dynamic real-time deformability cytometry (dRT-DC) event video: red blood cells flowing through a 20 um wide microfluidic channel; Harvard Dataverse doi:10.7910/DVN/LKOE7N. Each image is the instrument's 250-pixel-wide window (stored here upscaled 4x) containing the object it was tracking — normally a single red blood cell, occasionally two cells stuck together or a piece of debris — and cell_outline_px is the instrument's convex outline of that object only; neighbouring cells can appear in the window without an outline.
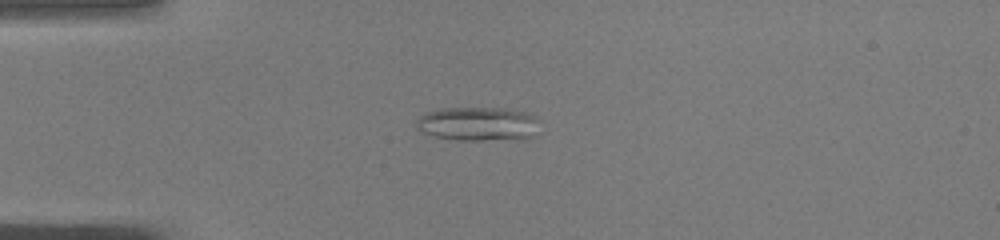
{"species": "common noctule bat (a hibernating species)", "species_latin": "Nyctalus noctula", "temperature_condition": "warm", "stored_images_in_passage": 35, "camera_frame_rate_fps": 3000, "um_per_image_px": 0.085, "animal": {"sex": "male", "body_mass_g": 19.0, "forearm_length_mm": 50.8}, "frame": {"image": 1, "passage_image": 3, "time_ms": 0.667, "image_size_px": [1000, 240], "cell_outline_px": [[540, 120], [532, 136], [524, 140], [456, 140], [436, 136], [424, 132], [416, 128], [416, 120], [424, 112], [444, 108], [500, 108], [524, 112], [536, 116]], "centroid_in_image_um": [40.65, 10.54], "position_along_channel_um": 44.4, "area_um2": 24.57}}
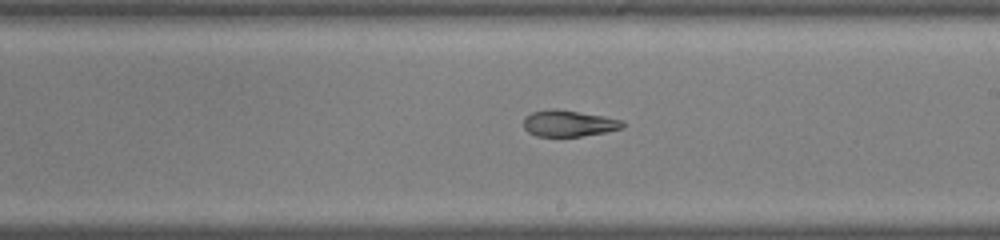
{"frame": {"image": 2, "passage_image": 19, "time_ms": 6.0, "image_size_px": [1000, 240], "cell_outline_px": [[624, 128], [604, 132], [580, 136], [536, 136], [528, 132], [524, 128], [524, 116], [532, 112], [552, 108], [556, 108], [604, 116], [624, 120]], "centroid_in_image_um": [48.33, 10.48], "position_along_channel_um": 240.7, "area_um2": 15.26}}
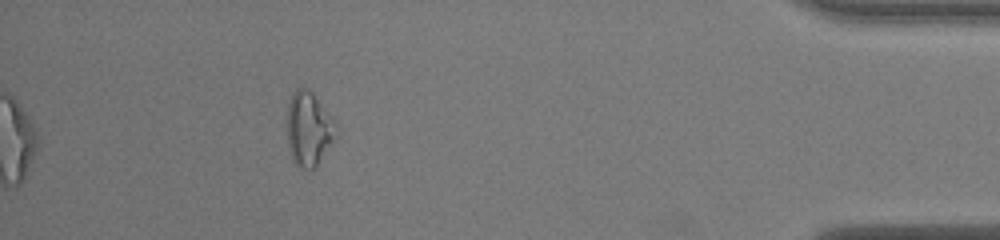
{"frame": {"image": 3, "passage_image": 35, "time_ms": 11.333, "image_size_px": [1000, 240], "cell_outline_px": [[336, 136], [316, 164], [312, 168], [300, 168], [292, 160], [288, 148], [288, 104], [296, 88], [308, 88], [312, 92], [332, 116], [336, 124]], "centroid_in_image_um": [26.23, 10.92], "position_along_channel_um": 409.0, "area_um2": 20.69}, "authors_computed_cell_mechanics": {"area_um2": 17.3978, "velocity_mm_per_s": 4.0857, "shape_relaxation_time_tau1_ms": null, "shape_relaxation_time_tau2_ms": 2.8442, "deformation_change_tau1": null, "deformation_change_tau2": 0.0896}}